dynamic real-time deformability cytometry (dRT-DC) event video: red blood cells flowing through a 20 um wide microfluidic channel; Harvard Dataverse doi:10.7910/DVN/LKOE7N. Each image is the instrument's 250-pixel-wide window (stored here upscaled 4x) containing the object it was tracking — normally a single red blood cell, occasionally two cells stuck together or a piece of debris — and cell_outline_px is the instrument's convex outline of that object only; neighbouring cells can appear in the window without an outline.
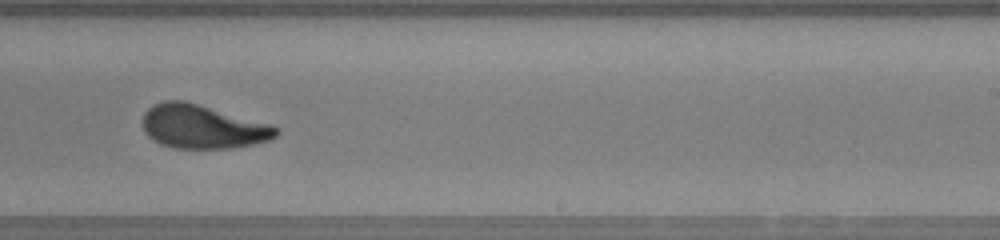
{"species": "human", "species_latin": "Homo sapiens", "temperature_condition": "warm", "stored_images_in_passage": 31, "camera_frame_rate_fps": 3000, "um_per_image_px": 0.085, "donor": {"sex": "female"}, "frame": {"image": 1, "passage_image": 18, "time_ms": 5.667, "image_size_px": [1000, 240], "cell_outline_px": [[280, 132], [272, 140], [252, 144], [228, 148], [172, 148], [160, 144], [148, 136], [144, 132], [144, 112], [152, 104], [164, 100], [184, 100], [272, 124]], "centroid_in_image_um": [17.22, 10.76], "position_along_channel_um": 271.8, "area_um2": 34.1}}
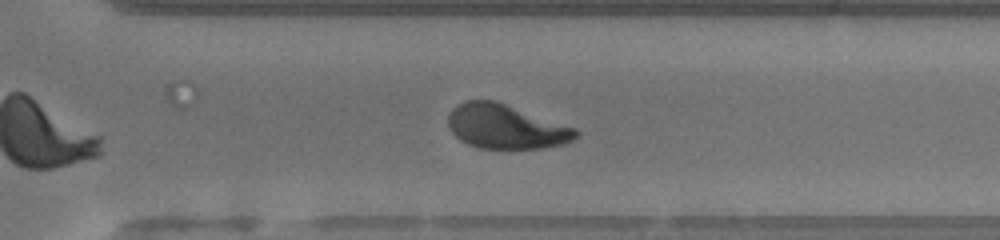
{"frame": {"image": 2, "passage_image": 22, "time_ms": 7.0, "image_size_px": [1000, 240], "cell_outline_px": [[580, 132], [572, 140], [564, 144], [544, 148], [480, 148], [468, 144], [460, 140], [452, 132], [448, 124], [448, 116], [452, 108], [456, 104], [464, 100], [492, 100], [576, 128]], "centroid_in_image_um": [42.97, 10.77], "position_along_channel_um": 327.6, "area_um2": 32.66}, "authors_computed_cell_mechanics": {"area_um2": 35.1424, "velocity_mm_per_s": 4.1881, "shape_relaxation_time_tau1_ms": 5.4292, "shape_relaxation_time_tau2_ms": 1.0658, "deformation_change_tau1": 0.2351, "deformation_change_tau2": 0.0723}}